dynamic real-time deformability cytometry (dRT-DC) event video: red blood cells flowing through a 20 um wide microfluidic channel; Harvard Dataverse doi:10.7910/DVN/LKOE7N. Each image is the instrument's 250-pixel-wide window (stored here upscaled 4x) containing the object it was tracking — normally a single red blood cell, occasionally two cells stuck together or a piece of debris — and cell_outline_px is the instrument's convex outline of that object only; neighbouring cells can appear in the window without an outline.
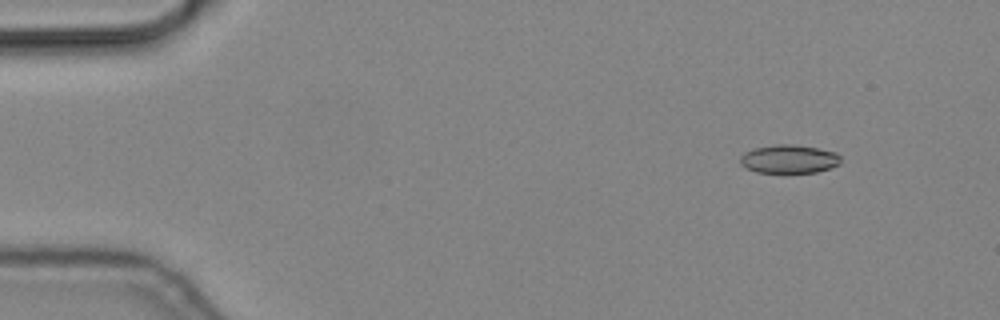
{"species": "common noctule bat (a hibernating species)", "species_latin": "Nyctalus noctula", "temperature_condition": "cold", "stored_images_in_passage": 4, "camera_frame_rate_fps": 3000, "um_per_image_px": 0.085, "animal": {"sex": "male", "body_mass_g": 19.2, "forearm_length_mm": 51.8}, "frame": {"image": 1, "passage_image": 2, "time_ms": 0.333, "image_size_px": [1000, 320], "cell_outline_px": [[840, 164], [832, 168], [816, 172], [784, 176], [756, 172], [744, 168], [740, 164], [740, 156], [744, 152], [756, 148], [776, 144], [796, 144], [836, 152], [840, 156]], "centroid_in_image_um": [67.05, 13.58], "position_along_channel_um": 18.0, "area_um2": 17.63}}